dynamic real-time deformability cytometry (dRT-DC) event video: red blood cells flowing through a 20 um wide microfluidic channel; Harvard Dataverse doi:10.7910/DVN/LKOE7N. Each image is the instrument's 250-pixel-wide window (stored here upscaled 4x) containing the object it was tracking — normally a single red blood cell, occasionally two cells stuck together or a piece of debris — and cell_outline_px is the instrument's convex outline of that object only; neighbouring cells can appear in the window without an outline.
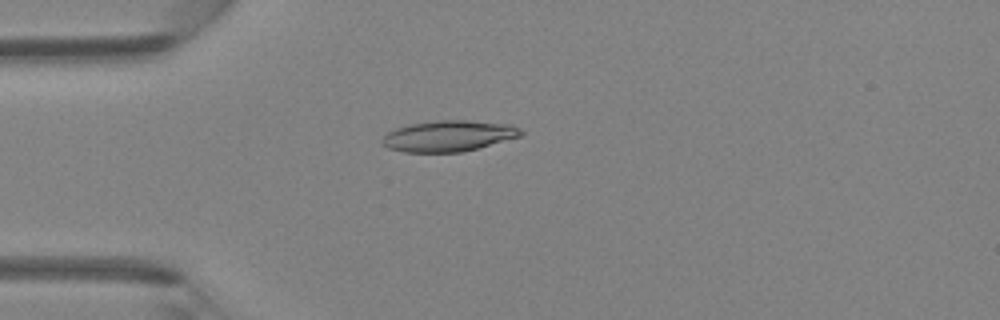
{"species": "Egyptian fruit bat (a non-hibernating species)", "species_latin": "Rousettus aegyptiacus", "temperature_condition": "room temperature", "stored_images_in_passage": 4, "camera_frame_rate_fps": 3000, "um_per_image_px": 0.085, "animal": {"sex": "female"}, "frame": {"image": 1, "passage_image": 3, "time_ms": 0.667, "image_size_px": [1000, 320], "cell_outline_px": [[524, 132], [520, 136], [464, 152], [404, 152], [388, 148], [380, 140], [388, 132], [396, 128], [408, 124], [436, 120], [468, 120], [512, 124], [520, 128]], "centroid_in_image_um": [38.14, 11.55], "position_along_channel_um": 46.9, "area_um2": 25.14}}